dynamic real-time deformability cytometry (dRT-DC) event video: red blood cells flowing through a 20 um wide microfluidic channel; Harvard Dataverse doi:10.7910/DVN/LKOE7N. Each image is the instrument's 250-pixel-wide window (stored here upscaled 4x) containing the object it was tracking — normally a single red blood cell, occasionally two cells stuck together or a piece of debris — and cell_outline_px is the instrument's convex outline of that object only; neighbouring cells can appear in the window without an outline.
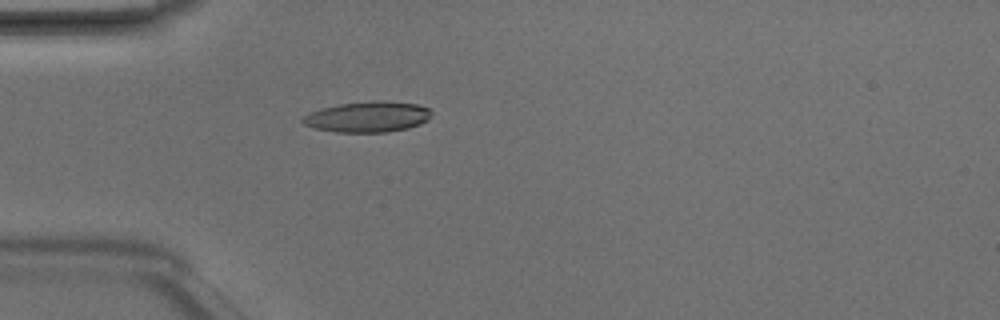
{"species": "Egyptian fruit bat (a non-hibernating species)", "species_latin": "Rousettus aegyptiacus", "temperature_condition": "room temperature", "stored_images_in_passage": 4, "camera_frame_rate_fps": 3000, "um_per_image_px": 0.085, "animal": {"sex": "male"}, "frame": {"image": 1, "passage_image": 4, "time_ms": 1.0, "image_size_px": [1000, 320], "cell_outline_px": [[432, 112], [428, 120], [420, 124], [408, 128], [384, 132], [336, 132], [312, 128], [304, 124], [300, 120], [304, 116], [320, 108], [340, 104], [376, 100], [380, 100], [416, 104], [428, 108]], "centroid_in_image_um": [31.24, 9.93], "position_along_channel_um": 53.8, "area_um2": 23.0}}